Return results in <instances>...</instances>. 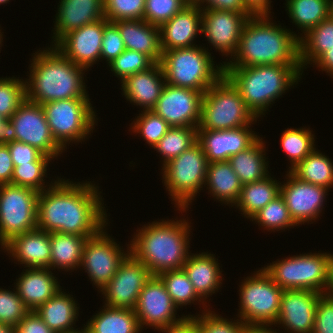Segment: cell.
Instances as JSON below:
<instances>
[{
	"mask_svg": "<svg viewBox=\"0 0 333 333\" xmlns=\"http://www.w3.org/2000/svg\"><path fill=\"white\" fill-rule=\"evenodd\" d=\"M48 187L39 192L37 228L92 237L108 224L101 192L95 184L59 178Z\"/></svg>",
	"mask_w": 333,
	"mask_h": 333,
	"instance_id": "cell-1",
	"label": "cell"
},
{
	"mask_svg": "<svg viewBox=\"0 0 333 333\" xmlns=\"http://www.w3.org/2000/svg\"><path fill=\"white\" fill-rule=\"evenodd\" d=\"M270 19V15L249 17L235 55L223 66L300 65V36Z\"/></svg>",
	"mask_w": 333,
	"mask_h": 333,
	"instance_id": "cell-2",
	"label": "cell"
},
{
	"mask_svg": "<svg viewBox=\"0 0 333 333\" xmlns=\"http://www.w3.org/2000/svg\"><path fill=\"white\" fill-rule=\"evenodd\" d=\"M45 49L37 51L31 61L30 76L25 80L26 100L42 105L55 100L89 98L83 75L86 69L66 58L55 46Z\"/></svg>",
	"mask_w": 333,
	"mask_h": 333,
	"instance_id": "cell-3",
	"label": "cell"
},
{
	"mask_svg": "<svg viewBox=\"0 0 333 333\" xmlns=\"http://www.w3.org/2000/svg\"><path fill=\"white\" fill-rule=\"evenodd\" d=\"M184 220L155 221L136 230L130 243V252L154 276L182 269L187 260L190 244V226Z\"/></svg>",
	"mask_w": 333,
	"mask_h": 333,
	"instance_id": "cell-4",
	"label": "cell"
},
{
	"mask_svg": "<svg viewBox=\"0 0 333 333\" xmlns=\"http://www.w3.org/2000/svg\"><path fill=\"white\" fill-rule=\"evenodd\" d=\"M302 73L301 65L224 66V75L257 118L288 88L294 87Z\"/></svg>",
	"mask_w": 333,
	"mask_h": 333,
	"instance_id": "cell-5",
	"label": "cell"
},
{
	"mask_svg": "<svg viewBox=\"0 0 333 333\" xmlns=\"http://www.w3.org/2000/svg\"><path fill=\"white\" fill-rule=\"evenodd\" d=\"M206 49L195 45L163 51L160 64L166 84L202 93L214 85L224 75V66L222 63L214 66L213 57Z\"/></svg>",
	"mask_w": 333,
	"mask_h": 333,
	"instance_id": "cell-6",
	"label": "cell"
},
{
	"mask_svg": "<svg viewBox=\"0 0 333 333\" xmlns=\"http://www.w3.org/2000/svg\"><path fill=\"white\" fill-rule=\"evenodd\" d=\"M254 121L257 117L225 75L203 93L197 129H232L254 124Z\"/></svg>",
	"mask_w": 333,
	"mask_h": 333,
	"instance_id": "cell-7",
	"label": "cell"
},
{
	"mask_svg": "<svg viewBox=\"0 0 333 333\" xmlns=\"http://www.w3.org/2000/svg\"><path fill=\"white\" fill-rule=\"evenodd\" d=\"M330 253L286 257L262 267L283 290H312L325 294L329 283Z\"/></svg>",
	"mask_w": 333,
	"mask_h": 333,
	"instance_id": "cell-8",
	"label": "cell"
},
{
	"mask_svg": "<svg viewBox=\"0 0 333 333\" xmlns=\"http://www.w3.org/2000/svg\"><path fill=\"white\" fill-rule=\"evenodd\" d=\"M162 166V178L171 200L177 205V210L186 212L188 205L205 186L208 161L201 145L196 142Z\"/></svg>",
	"mask_w": 333,
	"mask_h": 333,
	"instance_id": "cell-9",
	"label": "cell"
},
{
	"mask_svg": "<svg viewBox=\"0 0 333 333\" xmlns=\"http://www.w3.org/2000/svg\"><path fill=\"white\" fill-rule=\"evenodd\" d=\"M89 100L72 98L42 104L51 133L64 150L68 142L84 141L93 132L97 118Z\"/></svg>",
	"mask_w": 333,
	"mask_h": 333,
	"instance_id": "cell-10",
	"label": "cell"
},
{
	"mask_svg": "<svg viewBox=\"0 0 333 333\" xmlns=\"http://www.w3.org/2000/svg\"><path fill=\"white\" fill-rule=\"evenodd\" d=\"M239 319L243 323L274 324L280 310L281 289L262 268L239 286Z\"/></svg>",
	"mask_w": 333,
	"mask_h": 333,
	"instance_id": "cell-11",
	"label": "cell"
},
{
	"mask_svg": "<svg viewBox=\"0 0 333 333\" xmlns=\"http://www.w3.org/2000/svg\"><path fill=\"white\" fill-rule=\"evenodd\" d=\"M39 192L12 184L0 185V245L37 228Z\"/></svg>",
	"mask_w": 333,
	"mask_h": 333,
	"instance_id": "cell-12",
	"label": "cell"
},
{
	"mask_svg": "<svg viewBox=\"0 0 333 333\" xmlns=\"http://www.w3.org/2000/svg\"><path fill=\"white\" fill-rule=\"evenodd\" d=\"M103 227L96 235L85 242L80 267L87 272L89 279L100 291L110 282L117 268L130 253L120 248Z\"/></svg>",
	"mask_w": 333,
	"mask_h": 333,
	"instance_id": "cell-13",
	"label": "cell"
},
{
	"mask_svg": "<svg viewBox=\"0 0 333 333\" xmlns=\"http://www.w3.org/2000/svg\"><path fill=\"white\" fill-rule=\"evenodd\" d=\"M152 276L150 270L130 252L101 290L105 306L134 310L141 290Z\"/></svg>",
	"mask_w": 333,
	"mask_h": 333,
	"instance_id": "cell-14",
	"label": "cell"
},
{
	"mask_svg": "<svg viewBox=\"0 0 333 333\" xmlns=\"http://www.w3.org/2000/svg\"><path fill=\"white\" fill-rule=\"evenodd\" d=\"M15 128V141L37 148L54 159L63 148L55 141L41 104L25 100L10 117Z\"/></svg>",
	"mask_w": 333,
	"mask_h": 333,
	"instance_id": "cell-15",
	"label": "cell"
},
{
	"mask_svg": "<svg viewBox=\"0 0 333 333\" xmlns=\"http://www.w3.org/2000/svg\"><path fill=\"white\" fill-rule=\"evenodd\" d=\"M177 309L161 279L153 275L141 290L134 311L141 329L145 325L159 330L187 317L176 318Z\"/></svg>",
	"mask_w": 333,
	"mask_h": 333,
	"instance_id": "cell-16",
	"label": "cell"
},
{
	"mask_svg": "<svg viewBox=\"0 0 333 333\" xmlns=\"http://www.w3.org/2000/svg\"><path fill=\"white\" fill-rule=\"evenodd\" d=\"M203 93L190 88L165 84L151 109L171 127H196L200 122Z\"/></svg>",
	"mask_w": 333,
	"mask_h": 333,
	"instance_id": "cell-17",
	"label": "cell"
},
{
	"mask_svg": "<svg viewBox=\"0 0 333 333\" xmlns=\"http://www.w3.org/2000/svg\"><path fill=\"white\" fill-rule=\"evenodd\" d=\"M287 182L281 184L280 195L293 221L300 225L316 220L323 209L328 188L300 180L290 170Z\"/></svg>",
	"mask_w": 333,
	"mask_h": 333,
	"instance_id": "cell-18",
	"label": "cell"
},
{
	"mask_svg": "<svg viewBox=\"0 0 333 333\" xmlns=\"http://www.w3.org/2000/svg\"><path fill=\"white\" fill-rule=\"evenodd\" d=\"M252 14L226 10H202V31L207 41L225 55H235L243 26Z\"/></svg>",
	"mask_w": 333,
	"mask_h": 333,
	"instance_id": "cell-19",
	"label": "cell"
},
{
	"mask_svg": "<svg viewBox=\"0 0 333 333\" xmlns=\"http://www.w3.org/2000/svg\"><path fill=\"white\" fill-rule=\"evenodd\" d=\"M250 127L251 124L224 130L197 129V142L208 163L228 161L252 146L260 137Z\"/></svg>",
	"mask_w": 333,
	"mask_h": 333,
	"instance_id": "cell-20",
	"label": "cell"
},
{
	"mask_svg": "<svg viewBox=\"0 0 333 333\" xmlns=\"http://www.w3.org/2000/svg\"><path fill=\"white\" fill-rule=\"evenodd\" d=\"M322 295L312 290H284L274 324H281L290 333H312L317 302Z\"/></svg>",
	"mask_w": 333,
	"mask_h": 333,
	"instance_id": "cell-21",
	"label": "cell"
},
{
	"mask_svg": "<svg viewBox=\"0 0 333 333\" xmlns=\"http://www.w3.org/2000/svg\"><path fill=\"white\" fill-rule=\"evenodd\" d=\"M103 32L104 18L68 32L54 46L66 58L87 70L100 60Z\"/></svg>",
	"mask_w": 333,
	"mask_h": 333,
	"instance_id": "cell-22",
	"label": "cell"
},
{
	"mask_svg": "<svg viewBox=\"0 0 333 333\" xmlns=\"http://www.w3.org/2000/svg\"><path fill=\"white\" fill-rule=\"evenodd\" d=\"M49 232L36 228L15 235L1 248L24 268H50L51 243Z\"/></svg>",
	"mask_w": 333,
	"mask_h": 333,
	"instance_id": "cell-23",
	"label": "cell"
},
{
	"mask_svg": "<svg viewBox=\"0 0 333 333\" xmlns=\"http://www.w3.org/2000/svg\"><path fill=\"white\" fill-rule=\"evenodd\" d=\"M199 31H202V9L196 3H189L160 26L162 52L195 46L193 40Z\"/></svg>",
	"mask_w": 333,
	"mask_h": 333,
	"instance_id": "cell-24",
	"label": "cell"
},
{
	"mask_svg": "<svg viewBox=\"0 0 333 333\" xmlns=\"http://www.w3.org/2000/svg\"><path fill=\"white\" fill-rule=\"evenodd\" d=\"M52 46L68 32L104 18V0H60Z\"/></svg>",
	"mask_w": 333,
	"mask_h": 333,
	"instance_id": "cell-25",
	"label": "cell"
},
{
	"mask_svg": "<svg viewBox=\"0 0 333 333\" xmlns=\"http://www.w3.org/2000/svg\"><path fill=\"white\" fill-rule=\"evenodd\" d=\"M165 82L163 68L155 63L149 69L126 77L121 82V90L130 103L151 110L160 98Z\"/></svg>",
	"mask_w": 333,
	"mask_h": 333,
	"instance_id": "cell-26",
	"label": "cell"
},
{
	"mask_svg": "<svg viewBox=\"0 0 333 333\" xmlns=\"http://www.w3.org/2000/svg\"><path fill=\"white\" fill-rule=\"evenodd\" d=\"M52 274L50 268H28L16 279L15 289L30 311H35L61 290Z\"/></svg>",
	"mask_w": 333,
	"mask_h": 333,
	"instance_id": "cell-27",
	"label": "cell"
},
{
	"mask_svg": "<svg viewBox=\"0 0 333 333\" xmlns=\"http://www.w3.org/2000/svg\"><path fill=\"white\" fill-rule=\"evenodd\" d=\"M119 29L126 49L141 52L155 63L162 59L160 27L139 20H119L113 22Z\"/></svg>",
	"mask_w": 333,
	"mask_h": 333,
	"instance_id": "cell-28",
	"label": "cell"
},
{
	"mask_svg": "<svg viewBox=\"0 0 333 333\" xmlns=\"http://www.w3.org/2000/svg\"><path fill=\"white\" fill-rule=\"evenodd\" d=\"M218 259L208 252L189 254L182 269L191 281L194 291L202 299L214 294L222 285V271Z\"/></svg>",
	"mask_w": 333,
	"mask_h": 333,
	"instance_id": "cell-29",
	"label": "cell"
},
{
	"mask_svg": "<svg viewBox=\"0 0 333 333\" xmlns=\"http://www.w3.org/2000/svg\"><path fill=\"white\" fill-rule=\"evenodd\" d=\"M72 297L65 292L58 291L49 300L38 307L35 312L42 321L55 333L73 332L77 317L79 316V307Z\"/></svg>",
	"mask_w": 333,
	"mask_h": 333,
	"instance_id": "cell-30",
	"label": "cell"
},
{
	"mask_svg": "<svg viewBox=\"0 0 333 333\" xmlns=\"http://www.w3.org/2000/svg\"><path fill=\"white\" fill-rule=\"evenodd\" d=\"M208 192L224 204L235 205L243 184L228 161L208 163L205 187ZM233 203V204H232Z\"/></svg>",
	"mask_w": 333,
	"mask_h": 333,
	"instance_id": "cell-31",
	"label": "cell"
},
{
	"mask_svg": "<svg viewBox=\"0 0 333 333\" xmlns=\"http://www.w3.org/2000/svg\"><path fill=\"white\" fill-rule=\"evenodd\" d=\"M84 326L85 333H139L142 331L132 309L103 306Z\"/></svg>",
	"mask_w": 333,
	"mask_h": 333,
	"instance_id": "cell-32",
	"label": "cell"
},
{
	"mask_svg": "<svg viewBox=\"0 0 333 333\" xmlns=\"http://www.w3.org/2000/svg\"><path fill=\"white\" fill-rule=\"evenodd\" d=\"M89 237L76 234L52 232L50 234L51 258L50 269L80 268L85 242ZM79 266V267H78Z\"/></svg>",
	"mask_w": 333,
	"mask_h": 333,
	"instance_id": "cell-33",
	"label": "cell"
},
{
	"mask_svg": "<svg viewBox=\"0 0 333 333\" xmlns=\"http://www.w3.org/2000/svg\"><path fill=\"white\" fill-rule=\"evenodd\" d=\"M265 155V144L262 138H259L248 149L231 156L228 162L244 185L268 176L269 164Z\"/></svg>",
	"mask_w": 333,
	"mask_h": 333,
	"instance_id": "cell-34",
	"label": "cell"
},
{
	"mask_svg": "<svg viewBox=\"0 0 333 333\" xmlns=\"http://www.w3.org/2000/svg\"><path fill=\"white\" fill-rule=\"evenodd\" d=\"M281 182H277L271 175L252 183L242 186L239 199L235 207L239 208L241 214L251 219L270 201L280 195Z\"/></svg>",
	"mask_w": 333,
	"mask_h": 333,
	"instance_id": "cell-35",
	"label": "cell"
},
{
	"mask_svg": "<svg viewBox=\"0 0 333 333\" xmlns=\"http://www.w3.org/2000/svg\"><path fill=\"white\" fill-rule=\"evenodd\" d=\"M333 46V18L329 16L312 27L299 39V60L302 71L314 63L328 48ZM306 65V66H305Z\"/></svg>",
	"mask_w": 333,
	"mask_h": 333,
	"instance_id": "cell-36",
	"label": "cell"
},
{
	"mask_svg": "<svg viewBox=\"0 0 333 333\" xmlns=\"http://www.w3.org/2000/svg\"><path fill=\"white\" fill-rule=\"evenodd\" d=\"M292 23L302 31L301 37L330 16V0H286Z\"/></svg>",
	"mask_w": 333,
	"mask_h": 333,
	"instance_id": "cell-37",
	"label": "cell"
},
{
	"mask_svg": "<svg viewBox=\"0 0 333 333\" xmlns=\"http://www.w3.org/2000/svg\"><path fill=\"white\" fill-rule=\"evenodd\" d=\"M331 161L328 156L315 148L291 172L302 181L330 189L333 186Z\"/></svg>",
	"mask_w": 333,
	"mask_h": 333,
	"instance_id": "cell-38",
	"label": "cell"
},
{
	"mask_svg": "<svg viewBox=\"0 0 333 333\" xmlns=\"http://www.w3.org/2000/svg\"><path fill=\"white\" fill-rule=\"evenodd\" d=\"M197 142L196 127H170L167 133L153 147L162 155L163 165L178 157Z\"/></svg>",
	"mask_w": 333,
	"mask_h": 333,
	"instance_id": "cell-39",
	"label": "cell"
},
{
	"mask_svg": "<svg viewBox=\"0 0 333 333\" xmlns=\"http://www.w3.org/2000/svg\"><path fill=\"white\" fill-rule=\"evenodd\" d=\"M314 134L309 128H287L281 136V146L290 160V171L296 167L316 147Z\"/></svg>",
	"mask_w": 333,
	"mask_h": 333,
	"instance_id": "cell-40",
	"label": "cell"
},
{
	"mask_svg": "<svg viewBox=\"0 0 333 333\" xmlns=\"http://www.w3.org/2000/svg\"><path fill=\"white\" fill-rule=\"evenodd\" d=\"M158 277L163 282L166 291L177 307L180 306L181 308L187 304L190 305L195 300H198V303L202 302L183 269L166 271L159 274Z\"/></svg>",
	"mask_w": 333,
	"mask_h": 333,
	"instance_id": "cell-41",
	"label": "cell"
},
{
	"mask_svg": "<svg viewBox=\"0 0 333 333\" xmlns=\"http://www.w3.org/2000/svg\"><path fill=\"white\" fill-rule=\"evenodd\" d=\"M250 220L263 226L268 231H279L298 226L292 219L290 212L281 195L270 201Z\"/></svg>",
	"mask_w": 333,
	"mask_h": 333,
	"instance_id": "cell-42",
	"label": "cell"
},
{
	"mask_svg": "<svg viewBox=\"0 0 333 333\" xmlns=\"http://www.w3.org/2000/svg\"><path fill=\"white\" fill-rule=\"evenodd\" d=\"M26 100V84L19 77L0 78V115L6 119Z\"/></svg>",
	"mask_w": 333,
	"mask_h": 333,
	"instance_id": "cell-43",
	"label": "cell"
},
{
	"mask_svg": "<svg viewBox=\"0 0 333 333\" xmlns=\"http://www.w3.org/2000/svg\"><path fill=\"white\" fill-rule=\"evenodd\" d=\"M155 62L146 54L130 49H125L117 58L108 65L110 70L120 78L121 82L128 76L145 71Z\"/></svg>",
	"mask_w": 333,
	"mask_h": 333,
	"instance_id": "cell-44",
	"label": "cell"
},
{
	"mask_svg": "<svg viewBox=\"0 0 333 333\" xmlns=\"http://www.w3.org/2000/svg\"><path fill=\"white\" fill-rule=\"evenodd\" d=\"M142 113L133 121L132 131L142 134L143 139L152 148L170 129V125L152 110H143Z\"/></svg>",
	"mask_w": 333,
	"mask_h": 333,
	"instance_id": "cell-45",
	"label": "cell"
},
{
	"mask_svg": "<svg viewBox=\"0 0 333 333\" xmlns=\"http://www.w3.org/2000/svg\"><path fill=\"white\" fill-rule=\"evenodd\" d=\"M50 161H34L29 164L14 166L12 185L32 188L38 192L47 189L44 177H47V167Z\"/></svg>",
	"mask_w": 333,
	"mask_h": 333,
	"instance_id": "cell-46",
	"label": "cell"
},
{
	"mask_svg": "<svg viewBox=\"0 0 333 333\" xmlns=\"http://www.w3.org/2000/svg\"><path fill=\"white\" fill-rule=\"evenodd\" d=\"M146 0H104V18L108 21L144 19Z\"/></svg>",
	"mask_w": 333,
	"mask_h": 333,
	"instance_id": "cell-47",
	"label": "cell"
},
{
	"mask_svg": "<svg viewBox=\"0 0 333 333\" xmlns=\"http://www.w3.org/2000/svg\"><path fill=\"white\" fill-rule=\"evenodd\" d=\"M30 312L18 295L17 290L12 292L0 288V323L15 328L18 323Z\"/></svg>",
	"mask_w": 333,
	"mask_h": 333,
	"instance_id": "cell-48",
	"label": "cell"
},
{
	"mask_svg": "<svg viewBox=\"0 0 333 333\" xmlns=\"http://www.w3.org/2000/svg\"><path fill=\"white\" fill-rule=\"evenodd\" d=\"M188 4L186 0H146L144 20L160 27Z\"/></svg>",
	"mask_w": 333,
	"mask_h": 333,
	"instance_id": "cell-49",
	"label": "cell"
},
{
	"mask_svg": "<svg viewBox=\"0 0 333 333\" xmlns=\"http://www.w3.org/2000/svg\"><path fill=\"white\" fill-rule=\"evenodd\" d=\"M203 311L193 317L197 321L198 333H243L244 323L240 319L232 322L214 311L205 308Z\"/></svg>",
	"mask_w": 333,
	"mask_h": 333,
	"instance_id": "cell-50",
	"label": "cell"
},
{
	"mask_svg": "<svg viewBox=\"0 0 333 333\" xmlns=\"http://www.w3.org/2000/svg\"><path fill=\"white\" fill-rule=\"evenodd\" d=\"M124 41L117 26L104 18V32L101 43L100 59H107V64L112 62L125 50Z\"/></svg>",
	"mask_w": 333,
	"mask_h": 333,
	"instance_id": "cell-51",
	"label": "cell"
},
{
	"mask_svg": "<svg viewBox=\"0 0 333 333\" xmlns=\"http://www.w3.org/2000/svg\"><path fill=\"white\" fill-rule=\"evenodd\" d=\"M6 145L10 151L14 166H18L20 164H29L34 161L52 160L51 157L44 155L37 148L23 142L12 141Z\"/></svg>",
	"mask_w": 333,
	"mask_h": 333,
	"instance_id": "cell-52",
	"label": "cell"
},
{
	"mask_svg": "<svg viewBox=\"0 0 333 333\" xmlns=\"http://www.w3.org/2000/svg\"><path fill=\"white\" fill-rule=\"evenodd\" d=\"M312 333H333V297L323 294L319 298Z\"/></svg>",
	"mask_w": 333,
	"mask_h": 333,
	"instance_id": "cell-53",
	"label": "cell"
},
{
	"mask_svg": "<svg viewBox=\"0 0 333 333\" xmlns=\"http://www.w3.org/2000/svg\"><path fill=\"white\" fill-rule=\"evenodd\" d=\"M15 333H55L35 311H30L15 327Z\"/></svg>",
	"mask_w": 333,
	"mask_h": 333,
	"instance_id": "cell-54",
	"label": "cell"
},
{
	"mask_svg": "<svg viewBox=\"0 0 333 333\" xmlns=\"http://www.w3.org/2000/svg\"><path fill=\"white\" fill-rule=\"evenodd\" d=\"M201 7L202 5H204ZM196 4L202 8V10H226V11H236L242 14H251L245 7L243 0H198Z\"/></svg>",
	"mask_w": 333,
	"mask_h": 333,
	"instance_id": "cell-55",
	"label": "cell"
},
{
	"mask_svg": "<svg viewBox=\"0 0 333 333\" xmlns=\"http://www.w3.org/2000/svg\"><path fill=\"white\" fill-rule=\"evenodd\" d=\"M13 171L14 165L8 146L0 144V185L11 183Z\"/></svg>",
	"mask_w": 333,
	"mask_h": 333,
	"instance_id": "cell-56",
	"label": "cell"
},
{
	"mask_svg": "<svg viewBox=\"0 0 333 333\" xmlns=\"http://www.w3.org/2000/svg\"><path fill=\"white\" fill-rule=\"evenodd\" d=\"M186 316L180 323L161 328L159 331L162 333H198L197 321L193 318V315Z\"/></svg>",
	"mask_w": 333,
	"mask_h": 333,
	"instance_id": "cell-57",
	"label": "cell"
},
{
	"mask_svg": "<svg viewBox=\"0 0 333 333\" xmlns=\"http://www.w3.org/2000/svg\"><path fill=\"white\" fill-rule=\"evenodd\" d=\"M270 0H243L246 9L253 15H269L271 12Z\"/></svg>",
	"mask_w": 333,
	"mask_h": 333,
	"instance_id": "cell-58",
	"label": "cell"
},
{
	"mask_svg": "<svg viewBox=\"0 0 333 333\" xmlns=\"http://www.w3.org/2000/svg\"><path fill=\"white\" fill-rule=\"evenodd\" d=\"M15 128L10 119H6L0 115V144H7L15 141Z\"/></svg>",
	"mask_w": 333,
	"mask_h": 333,
	"instance_id": "cell-59",
	"label": "cell"
},
{
	"mask_svg": "<svg viewBox=\"0 0 333 333\" xmlns=\"http://www.w3.org/2000/svg\"><path fill=\"white\" fill-rule=\"evenodd\" d=\"M313 65H316V68L319 67L322 71L333 76V46L328 48Z\"/></svg>",
	"mask_w": 333,
	"mask_h": 333,
	"instance_id": "cell-60",
	"label": "cell"
},
{
	"mask_svg": "<svg viewBox=\"0 0 333 333\" xmlns=\"http://www.w3.org/2000/svg\"><path fill=\"white\" fill-rule=\"evenodd\" d=\"M271 325L273 324L244 323L243 333H278L276 330L269 328Z\"/></svg>",
	"mask_w": 333,
	"mask_h": 333,
	"instance_id": "cell-61",
	"label": "cell"
},
{
	"mask_svg": "<svg viewBox=\"0 0 333 333\" xmlns=\"http://www.w3.org/2000/svg\"><path fill=\"white\" fill-rule=\"evenodd\" d=\"M325 295L333 297V254L330 259L329 283Z\"/></svg>",
	"mask_w": 333,
	"mask_h": 333,
	"instance_id": "cell-62",
	"label": "cell"
},
{
	"mask_svg": "<svg viewBox=\"0 0 333 333\" xmlns=\"http://www.w3.org/2000/svg\"><path fill=\"white\" fill-rule=\"evenodd\" d=\"M0 333H15V328L0 323Z\"/></svg>",
	"mask_w": 333,
	"mask_h": 333,
	"instance_id": "cell-63",
	"label": "cell"
},
{
	"mask_svg": "<svg viewBox=\"0 0 333 333\" xmlns=\"http://www.w3.org/2000/svg\"><path fill=\"white\" fill-rule=\"evenodd\" d=\"M330 16L333 18V0H330Z\"/></svg>",
	"mask_w": 333,
	"mask_h": 333,
	"instance_id": "cell-64",
	"label": "cell"
},
{
	"mask_svg": "<svg viewBox=\"0 0 333 333\" xmlns=\"http://www.w3.org/2000/svg\"><path fill=\"white\" fill-rule=\"evenodd\" d=\"M67 333H85V330L84 328L80 330H76V331H73V332H67Z\"/></svg>",
	"mask_w": 333,
	"mask_h": 333,
	"instance_id": "cell-65",
	"label": "cell"
},
{
	"mask_svg": "<svg viewBox=\"0 0 333 333\" xmlns=\"http://www.w3.org/2000/svg\"><path fill=\"white\" fill-rule=\"evenodd\" d=\"M2 36H3V34H2V32H1V29H0V45L2 44V40H3V38H2ZM1 47V46H0Z\"/></svg>",
	"mask_w": 333,
	"mask_h": 333,
	"instance_id": "cell-66",
	"label": "cell"
},
{
	"mask_svg": "<svg viewBox=\"0 0 333 333\" xmlns=\"http://www.w3.org/2000/svg\"><path fill=\"white\" fill-rule=\"evenodd\" d=\"M8 2H9V0H0V5H1V4H4V3L6 4V3H8Z\"/></svg>",
	"mask_w": 333,
	"mask_h": 333,
	"instance_id": "cell-67",
	"label": "cell"
},
{
	"mask_svg": "<svg viewBox=\"0 0 333 333\" xmlns=\"http://www.w3.org/2000/svg\"><path fill=\"white\" fill-rule=\"evenodd\" d=\"M188 3H196L198 0H186Z\"/></svg>",
	"mask_w": 333,
	"mask_h": 333,
	"instance_id": "cell-68",
	"label": "cell"
}]
</instances>
